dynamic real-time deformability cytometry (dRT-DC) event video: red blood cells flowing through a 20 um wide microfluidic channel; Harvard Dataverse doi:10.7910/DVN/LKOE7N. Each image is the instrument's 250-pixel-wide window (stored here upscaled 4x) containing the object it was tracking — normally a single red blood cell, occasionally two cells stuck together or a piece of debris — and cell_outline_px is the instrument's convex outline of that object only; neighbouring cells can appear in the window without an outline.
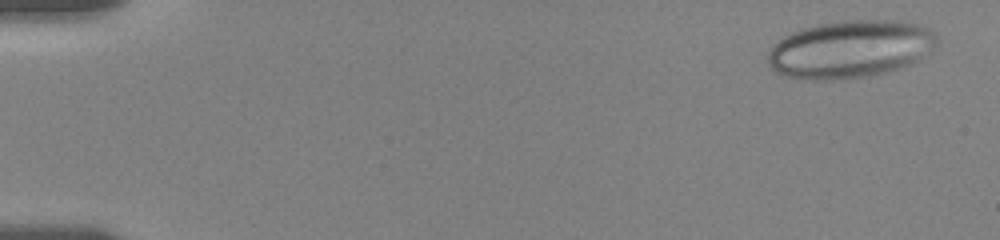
{"species": "human", "species_latin": "Homo sapiens", "temperature_condition": "room temperature", "stored_images_in_passage": 13, "camera_frame_rate_fps": 3000, "um_per_image_px": 0.085, "donor": {"sex": "female"}, "frame": {"image": 1, "passage_image": 1, "time_ms": 0.0, "image_size_px": [1000, 240], "cell_outline_px": [[940, 36], [936, 44], [932, 48], [916, 60], [908, 64], [884, 72], [868, 76], [844, 80], [804, 80], [784, 76], [776, 72], [772, 68], [768, 60], [768, 52], [784, 36], [804, 28], [820, 24], [844, 20], [896, 20], [916, 24], [928, 28]], "centroid_in_image_um": [72.26, 4.18], "position_along_channel_um": 12.7, "area_um2": 56.47}}
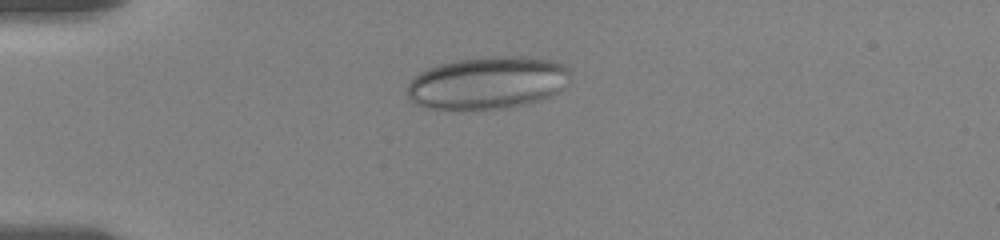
{"frame": {"image": 2, "passage_image": 6, "time_ms": 4.0, "image_size_px": [1000, 240], "cell_outline_px": [[572, 80], [564, 88], [540, 100], [528, 104], [504, 108], [424, 108], [416, 104], [408, 96], [408, 84], [420, 72], [428, 68], [440, 64], [460, 60], [488, 56], [528, 56], [560, 60], [568, 68]], "centroid_in_image_um": [41.54, 7.01], "position_along_channel_um": 43.5, "area_um2": 50.05}}
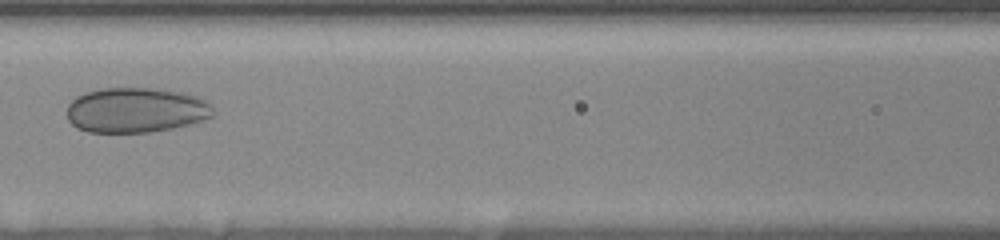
{"frame": {"image": 3, "passage_image": 12, "time_ms": 8.0, "image_size_px": [1000, 240], "cell_outline_px": [[212, 116], [188, 124], [172, 128], [148, 132], [88, 132], [76, 128], [68, 120], [68, 104], [76, 96], [84, 92], [104, 88], [156, 88], [184, 92], [196, 96], [204, 100], [212, 108]], "centroid_in_image_um": [11.5, 9.35], "position_along_channel_um": 155.1, "area_um2": 38.26}}